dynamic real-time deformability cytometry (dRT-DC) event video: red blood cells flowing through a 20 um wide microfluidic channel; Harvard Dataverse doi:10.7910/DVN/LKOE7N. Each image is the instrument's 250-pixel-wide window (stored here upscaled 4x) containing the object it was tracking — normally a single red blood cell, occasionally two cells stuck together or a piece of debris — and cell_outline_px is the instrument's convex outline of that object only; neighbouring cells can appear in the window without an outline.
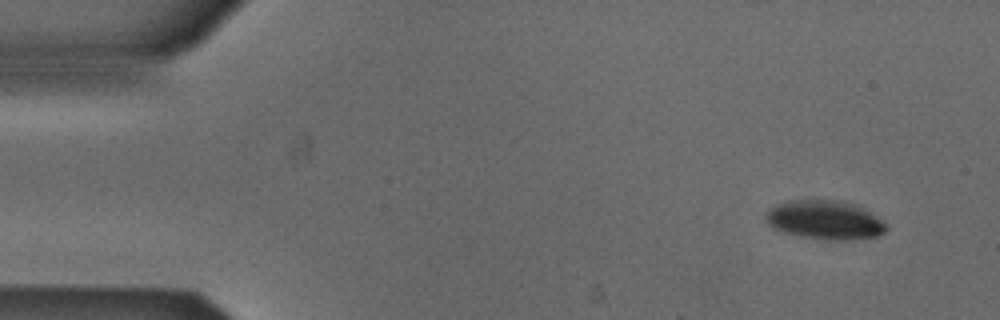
{"species": "Egyptian fruit bat (a non-hibernating species)", "species_latin": "Rousettus aegyptiacus", "temperature_condition": "cold", "stored_images_in_passage": 4, "camera_frame_rate_fps": 3000, "um_per_image_px": 0.085, "animal": {"sex": "male"}, "frame": {"image": 1, "passage_image": 1, "time_ms": 0.0, "image_size_px": [1000, 320], "cell_outline_px": [[888, 228], [880, 236], [848, 240], [832, 240], [800, 236], [784, 232], [772, 228], [768, 224], [764, 216], [776, 204], [788, 200], [840, 200], [856, 204], [864, 208], [888, 224]], "centroid_in_image_um": [70.15, 18.69], "position_along_channel_um": 14.9, "area_um2": 27.51}}
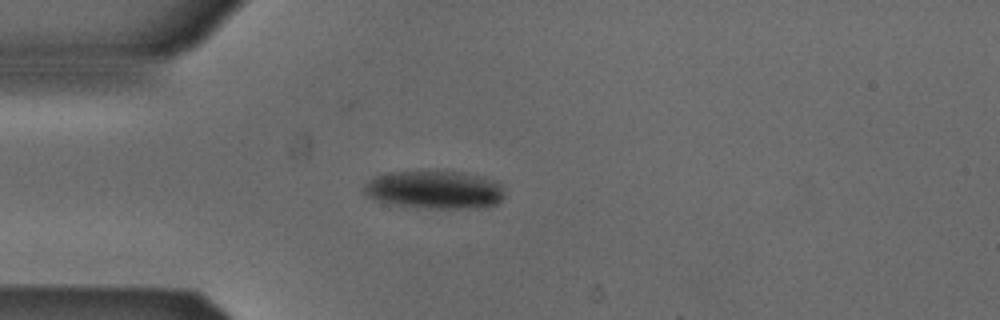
{"frame": {"image": 2, "passage_image": 4, "time_ms": 1.0, "image_size_px": [1000, 320], "cell_outline_px": [[504, 196], [496, 204], [476, 208], [428, 208], [392, 204], [376, 200], [364, 196], [360, 188], [368, 180], [384, 172], [464, 172], [484, 176], [496, 180], [504, 188]], "centroid_in_image_um": [36.91, 16.12], "position_along_channel_um": 48.1, "area_um2": 31.5}}